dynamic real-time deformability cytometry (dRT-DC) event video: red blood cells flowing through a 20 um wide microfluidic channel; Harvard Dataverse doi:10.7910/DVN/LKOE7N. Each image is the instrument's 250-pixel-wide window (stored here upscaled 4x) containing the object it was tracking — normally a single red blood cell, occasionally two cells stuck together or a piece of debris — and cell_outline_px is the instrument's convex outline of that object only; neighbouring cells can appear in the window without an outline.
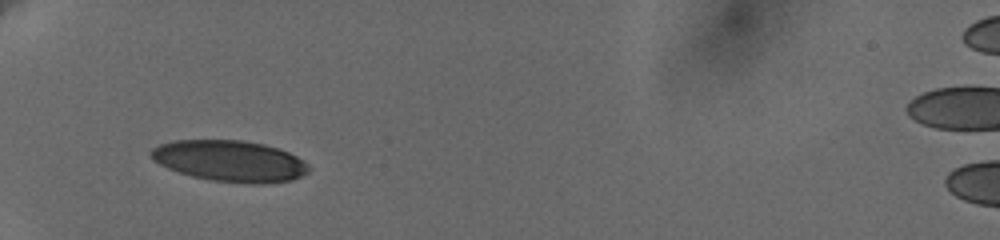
{"species": "human", "species_latin": "Homo sapiens", "temperature_condition": "cold", "stored_images_in_passage": 2, "camera_frame_rate_fps": 3000, "um_per_image_px": 0.085, "donor": {"sex": "female"}, "frame": {"image": 1, "passage_image": 1, "time_ms": 0.0, "image_size_px": [1000, 240], "cell_outline_px": [[312, 168], [308, 172], [292, 180], [264, 184], [248, 184], [212, 180], [192, 176], [168, 168], [152, 160], [148, 152], [152, 148], [160, 144], [176, 140], [244, 140], [264, 144], [288, 152], [304, 160]], "centroid_in_image_um": [19.55, 13.68], "position_along_channel_um": 65.4, "area_um2": 38.03}}